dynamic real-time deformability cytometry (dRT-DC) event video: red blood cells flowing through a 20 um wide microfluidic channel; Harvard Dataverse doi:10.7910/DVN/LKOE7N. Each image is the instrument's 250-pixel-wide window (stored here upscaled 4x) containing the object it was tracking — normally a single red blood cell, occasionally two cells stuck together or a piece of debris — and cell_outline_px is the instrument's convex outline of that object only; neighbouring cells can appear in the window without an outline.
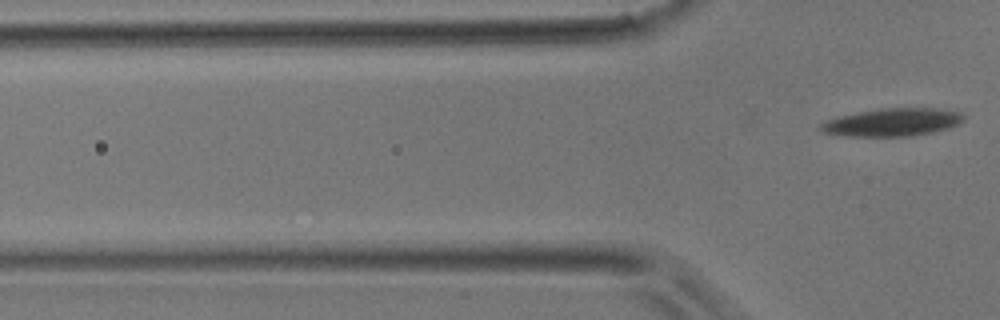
{"species": "common noctule bat (a hibernating species)", "species_latin": "Nyctalus noctula", "temperature_condition": "room temperature", "stored_images_in_passage": 6, "camera_frame_rate_fps": 3000, "um_per_image_px": 0.085, "animal": {"sex": "male", "body_mass_g": 17.9}, "frame": {"image": 1, "passage_image": 6, "time_ms": 1.667, "image_size_px": [1000, 320], "cell_outline_px": [[964, 120], [948, 128], [932, 132], [912, 136], [848, 136], [820, 132], [820, 124], [828, 120], [840, 116], [860, 112], [888, 108], [936, 108], [960, 112], [964, 116]], "centroid_in_image_um": [75.86, 10.4], "position_along_channel_um": 49.9, "area_um2": 22.89}}